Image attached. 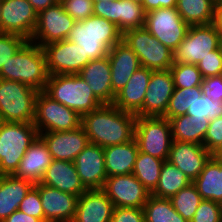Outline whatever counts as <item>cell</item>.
Returning a JSON list of instances; mask_svg holds the SVG:
<instances>
[{"label": "cell", "mask_w": 222, "mask_h": 222, "mask_svg": "<svg viewBox=\"0 0 222 222\" xmlns=\"http://www.w3.org/2000/svg\"><path fill=\"white\" fill-rule=\"evenodd\" d=\"M137 116L118 109L113 104H103L82 116L89 143L103 148L123 144L134 139Z\"/></svg>", "instance_id": "cell-1"}, {"label": "cell", "mask_w": 222, "mask_h": 222, "mask_svg": "<svg viewBox=\"0 0 222 222\" xmlns=\"http://www.w3.org/2000/svg\"><path fill=\"white\" fill-rule=\"evenodd\" d=\"M67 40L79 45L90 60L108 55L109 50L122 40L117 26L96 15L76 21Z\"/></svg>", "instance_id": "cell-2"}, {"label": "cell", "mask_w": 222, "mask_h": 222, "mask_svg": "<svg viewBox=\"0 0 222 222\" xmlns=\"http://www.w3.org/2000/svg\"><path fill=\"white\" fill-rule=\"evenodd\" d=\"M48 77L45 52L31 41H27L0 69L1 79L19 81L37 91H44Z\"/></svg>", "instance_id": "cell-3"}, {"label": "cell", "mask_w": 222, "mask_h": 222, "mask_svg": "<svg viewBox=\"0 0 222 222\" xmlns=\"http://www.w3.org/2000/svg\"><path fill=\"white\" fill-rule=\"evenodd\" d=\"M44 92L81 117L103 105L78 74L49 75Z\"/></svg>", "instance_id": "cell-4"}, {"label": "cell", "mask_w": 222, "mask_h": 222, "mask_svg": "<svg viewBox=\"0 0 222 222\" xmlns=\"http://www.w3.org/2000/svg\"><path fill=\"white\" fill-rule=\"evenodd\" d=\"M34 123L5 122L0 129V175H13L38 136Z\"/></svg>", "instance_id": "cell-5"}, {"label": "cell", "mask_w": 222, "mask_h": 222, "mask_svg": "<svg viewBox=\"0 0 222 222\" xmlns=\"http://www.w3.org/2000/svg\"><path fill=\"white\" fill-rule=\"evenodd\" d=\"M38 93L27 84L0 78V113L4 121L34 123Z\"/></svg>", "instance_id": "cell-6"}, {"label": "cell", "mask_w": 222, "mask_h": 222, "mask_svg": "<svg viewBox=\"0 0 222 222\" xmlns=\"http://www.w3.org/2000/svg\"><path fill=\"white\" fill-rule=\"evenodd\" d=\"M122 41L137 55L141 67L158 71L170 69L173 65V51L145 27L125 31Z\"/></svg>", "instance_id": "cell-7"}, {"label": "cell", "mask_w": 222, "mask_h": 222, "mask_svg": "<svg viewBox=\"0 0 222 222\" xmlns=\"http://www.w3.org/2000/svg\"><path fill=\"white\" fill-rule=\"evenodd\" d=\"M134 139L140 152L165 161L173 143L170 121L165 117L137 116Z\"/></svg>", "instance_id": "cell-8"}, {"label": "cell", "mask_w": 222, "mask_h": 222, "mask_svg": "<svg viewBox=\"0 0 222 222\" xmlns=\"http://www.w3.org/2000/svg\"><path fill=\"white\" fill-rule=\"evenodd\" d=\"M82 117L69 107L57 102L44 91L36 97L34 125L38 134L71 131L81 126Z\"/></svg>", "instance_id": "cell-9"}, {"label": "cell", "mask_w": 222, "mask_h": 222, "mask_svg": "<svg viewBox=\"0 0 222 222\" xmlns=\"http://www.w3.org/2000/svg\"><path fill=\"white\" fill-rule=\"evenodd\" d=\"M218 29L211 24L190 26L188 32L173 51V64H198L211 51L218 49Z\"/></svg>", "instance_id": "cell-10"}, {"label": "cell", "mask_w": 222, "mask_h": 222, "mask_svg": "<svg viewBox=\"0 0 222 222\" xmlns=\"http://www.w3.org/2000/svg\"><path fill=\"white\" fill-rule=\"evenodd\" d=\"M144 27L160 43L174 51L185 38L190 26L182 19L176 7H172L146 13Z\"/></svg>", "instance_id": "cell-11"}, {"label": "cell", "mask_w": 222, "mask_h": 222, "mask_svg": "<svg viewBox=\"0 0 222 222\" xmlns=\"http://www.w3.org/2000/svg\"><path fill=\"white\" fill-rule=\"evenodd\" d=\"M75 20L64 10L61 2L48 7L37 15V23L31 42L44 45L67 39Z\"/></svg>", "instance_id": "cell-12"}, {"label": "cell", "mask_w": 222, "mask_h": 222, "mask_svg": "<svg viewBox=\"0 0 222 222\" xmlns=\"http://www.w3.org/2000/svg\"><path fill=\"white\" fill-rule=\"evenodd\" d=\"M49 75L79 74L91 61L82 48L65 39L44 45Z\"/></svg>", "instance_id": "cell-13"}, {"label": "cell", "mask_w": 222, "mask_h": 222, "mask_svg": "<svg viewBox=\"0 0 222 222\" xmlns=\"http://www.w3.org/2000/svg\"><path fill=\"white\" fill-rule=\"evenodd\" d=\"M0 12V32L31 40L38 13L28 0H2Z\"/></svg>", "instance_id": "cell-14"}, {"label": "cell", "mask_w": 222, "mask_h": 222, "mask_svg": "<svg viewBox=\"0 0 222 222\" xmlns=\"http://www.w3.org/2000/svg\"><path fill=\"white\" fill-rule=\"evenodd\" d=\"M102 190L114 207L143 208L151 195L132 173L107 177Z\"/></svg>", "instance_id": "cell-15"}, {"label": "cell", "mask_w": 222, "mask_h": 222, "mask_svg": "<svg viewBox=\"0 0 222 222\" xmlns=\"http://www.w3.org/2000/svg\"><path fill=\"white\" fill-rule=\"evenodd\" d=\"M93 15L114 23L123 34L130 29L144 27L146 13L141 3L131 0H117L94 3Z\"/></svg>", "instance_id": "cell-16"}, {"label": "cell", "mask_w": 222, "mask_h": 222, "mask_svg": "<svg viewBox=\"0 0 222 222\" xmlns=\"http://www.w3.org/2000/svg\"><path fill=\"white\" fill-rule=\"evenodd\" d=\"M174 88L170 69L152 71L142 109L136 116L163 117L166 114Z\"/></svg>", "instance_id": "cell-17"}, {"label": "cell", "mask_w": 222, "mask_h": 222, "mask_svg": "<svg viewBox=\"0 0 222 222\" xmlns=\"http://www.w3.org/2000/svg\"><path fill=\"white\" fill-rule=\"evenodd\" d=\"M76 171L86 189H102L107 178L104 148L88 143L74 160Z\"/></svg>", "instance_id": "cell-18"}, {"label": "cell", "mask_w": 222, "mask_h": 222, "mask_svg": "<svg viewBox=\"0 0 222 222\" xmlns=\"http://www.w3.org/2000/svg\"><path fill=\"white\" fill-rule=\"evenodd\" d=\"M212 154L201 144L173 141L168 159L193 182L204 169Z\"/></svg>", "instance_id": "cell-19"}, {"label": "cell", "mask_w": 222, "mask_h": 222, "mask_svg": "<svg viewBox=\"0 0 222 222\" xmlns=\"http://www.w3.org/2000/svg\"><path fill=\"white\" fill-rule=\"evenodd\" d=\"M41 197L45 222H72L79 196L60 191L41 183L34 184Z\"/></svg>", "instance_id": "cell-20"}, {"label": "cell", "mask_w": 222, "mask_h": 222, "mask_svg": "<svg viewBox=\"0 0 222 222\" xmlns=\"http://www.w3.org/2000/svg\"><path fill=\"white\" fill-rule=\"evenodd\" d=\"M55 160L74 162L77 155L89 143L87 134L82 126L71 131L39 133Z\"/></svg>", "instance_id": "cell-21"}, {"label": "cell", "mask_w": 222, "mask_h": 222, "mask_svg": "<svg viewBox=\"0 0 222 222\" xmlns=\"http://www.w3.org/2000/svg\"><path fill=\"white\" fill-rule=\"evenodd\" d=\"M114 205L102 189H87L78 198L72 222H110Z\"/></svg>", "instance_id": "cell-22"}, {"label": "cell", "mask_w": 222, "mask_h": 222, "mask_svg": "<svg viewBox=\"0 0 222 222\" xmlns=\"http://www.w3.org/2000/svg\"><path fill=\"white\" fill-rule=\"evenodd\" d=\"M52 160L47 145L38 135L25 152L13 175L31 181L33 184L40 183Z\"/></svg>", "instance_id": "cell-23"}, {"label": "cell", "mask_w": 222, "mask_h": 222, "mask_svg": "<svg viewBox=\"0 0 222 222\" xmlns=\"http://www.w3.org/2000/svg\"><path fill=\"white\" fill-rule=\"evenodd\" d=\"M111 68V86L116 95L141 67L137 55L121 40L108 52Z\"/></svg>", "instance_id": "cell-24"}, {"label": "cell", "mask_w": 222, "mask_h": 222, "mask_svg": "<svg viewBox=\"0 0 222 222\" xmlns=\"http://www.w3.org/2000/svg\"><path fill=\"white\" fill-rule=\"evenodd\" d=\"M103 104H113L115 94L111 86V68L108 56L91 60L78 74Z\"/></svg>", "instance_id": "cell-25"}, {"label": "cell", "mask_w": 222, "mask_h": 222, "mask_svg": "<svg viewBox=\"0 0 222 222\" xmlns=\"http://www.w3.org/2000/svg\"><path fill=\"white\" fill-rule=\"evenodd\" d=\"M151 74L152 70L145 67L136 70L124 88L116 94L113 105L136 115L142 109Z\"/></svg>", "instance_id": "cell-26"}, {"label": "cell", "mask_w": 222, "mask_h": 222, "mask_svg": "<svg viewBox=\"0 0 222 222\" xmlns=\"http://www.w3.org/2000/svg\"><path fill=\"white\" fill-rule=\"evenodd\" d=\"M40 183L77 196L87 190L81 183L72 161L53 159Z\"/></svg>", "instance_id": "cell-27"}, {"label": "cell", "mask_w": 222, "mask_h": 222, "mask_svg": "<svg viewBox=\"0 0 222 222\" xmlns=\"http://www.w3.org/2000/svg\"><path fill=\"white\" fill-rule=\"evenodd\" d=\"M138 153L135 139L127 143L105 147L104 158L107 177L132 173Z\"/></svg>", "instance_id": "cell-28"}, {"label": "cell", "mask_w": 222, "mask_h": 222, "mask_svg": "<svg viewBox=\"0 0 222 222\" xmlns=\"http://www.w3.org/2000/svg\"><path fill=\"white\" fill-rule=\"evenodd\" d=\"M34 184L14 175H0V222L18 210L21 201Z\"/></svg>", "instance_id": "cell-29"}, {"label": "cell", "mask_w": 222, "mask_h": 222, "mask_svg": "<svg viewBox=\"0 0 222 222\" xmlns=\"http://www.w3.org/2000/svg\"><path fill=\"white\" fill-rule=\"evenodd\" d=\"M173 141L204 143L210 120L206 117L193 118L189 115H180L169 119Z\"/></svg>", "instance_id": "cell-30"}, {"label": "cell", "mask_w": 222, "mask_h": 222, "mask_svg": "<svg viewBox=\"0 0 222 222\" xmlns=\"http://www.w3.org/2000/svg\"><path fill=\"white\" fill-rule=\"evenodd\" d=\"M193 183L202 199L222 204V163L211 157Z\"/></svg>", "instance_id": "cell-31"}, {"label": "cell", "mask_w": 222, "mask_h": 222, "mask_svg": "<svg viewBox=\"0 0 222 222\" xmlns=\"http://www.w3.org/2000/svg\"><path fill=\"white\" fill-rule=\"evenodd\" d=\"M217 0H177L176 9L189 25L213 23Z\"/></svg>", "instance_id": "cell-32"}, {"label": "cell", "mask_w": 222, "mask_h": 222, "mask_svg": "<svg viewBox=\"0 0 222 222\" xmlns=\"http://www.w3.org/2000/svg\"><path fill=\"white\" fill-rule=\"evenodd\" d=\"M191 181L174 164L165 160L161 167L159 182L151 195L157 198L170 199L181 189L185 188Z\"/></svg>", "instance_id": "cell-33"}, {"label": "cell", "mask_w": 222, "mask_h": 222, "mask_svg": "<svg viewBox=\"0 0 222 222\" xmlns=\"http://www.w3.org/2000/svg\"><path fill=\"white\" fill-rule=\"evenodd\" d=\"M164 160L139 151L132 174L152 193L159 182Z\"/></svg>", "instance_id": "cell-34"}, {"label": "cell", "mask_w": 222, "mask_h": 222, "mask_svg": "<svg viewBox=\"0 0 222 222\" xmlns=\"http://www.w3.org/2000/svg\"><path fill=\"white\" fill-rule=\"evenodd\" d=\"M143 210L145 222H188L173 208L170 199L150 195Z\"/></svg>", "instance_id": "cell-35"}, {"label": "cell", "mask_w": 222, "mask_h": 222, "mask_svg": "<svg viewBox=\"0 0 222 222\" xmlns=\"http://www.w3.org/2000/svg\"><path fill=\"white\" fill-rule=\"evenodd\" d=\"M202 197L193 182L170 198L173 208L188 222L193 219Z\"/></svg>", "instance_id": "cell-36"}, {"label": "cell", "mask_w": 222, "mask_h": 222, "mask_svg": "<svg viewBox=\"0 0 222 222\" xmlns=\"http://www.w3.org/2000/svg\"><path fill=\"white\" fill-rule=\"evenodd\" d=\"M201 86L192 88H174L173 94L169 100L166 114L163 116L166 119L174 118L180 115H186L188 107L202 96Z\"/></svg>", "instance_id": "cell-37"}, {"label": "cell", "mask_w": 222, "mask_h": 222, "mask_svg": "<svg viewBox=\"0 0 222 222\" xmlns=\"http://www.w3.org/2000/svg\"><path fill=\"white\" fill-rule=\"evenodd\" d=\"M175 88H192L201 86L203 76L196 64H173L170 68Z\"/></svg>", "instance_id": "cell-38"}, {"label": "cell", "mask_w": 222, "mask_h": 222, "mask_svg": "<svg viewBox=\"0 0 222 222\" xmlns=\"http://www.w3.org/2000/svg\"><path fill=\"white\" fill-rule=\"evenodd\" d=\"M186 115L193 118L206 117L209 120H214L222 116V101H213L207 95H202L200 98L188 107Z\"/></svg>", "instance_id": "cell-39"}, {"label": "cell", "mask_w": 222, "mask_h": 222, "mask_svg": "<svg viewBox=\"0 0 222 222\" xmlns=\"http://www.w3.org/2000/svg\"><path fill=\"white\" fill-rule=\"evenodd\" d=\"M27 41L22 36L0 32V69Z\"/></svg>", "instance_id": "cell-40"}, {"label": "cell", "mask_w": 222, "mask_h": 222, "mask_svg": "<svg viewBox=\"0 0 222 222\" xmlns=\"http://www.w3.org/2000/svg\"><path fill=\"white\" fill-rule=\"evenodd\" d=\"M190 222H222V204L203 199Z\"/></svg>", "instance_id": "cell-41"}, {"label": "cell", "mask_w": 222, "mask_h": 222, "mask_svg": "<svg viewBox=\"0 0 222 222\" xmlns=\"http://www.w3.org/2000/svg\"><path fill=\"white\" fill-rule=\"evenodd\" d=\"M18 210L45 222V215L41 205V197L38 188L33 185L21 201Z\"/></svg>", "instance_id": "cell-42"}, {"label": "cell", "mask_w": 222, "mask_h": 222, "mask_svg": "<svg viewBox=\"0 0 222 222\" xmlns=\"http://www.w3.org/2000/svg\"><path fill=\"white\" fill-rule=\"evenodd\" d=\"M64 10L75 20L82 21L93 15L92 0H59Z\"/></svg>", "instance_id": "cell-43"}, {"label": "cell", "mask_w": 222, "mask_h": 222, "mask_svg": "<svg viewBox=\"0 0 222 222\" xmlns=\"http://www.w3.org/2000/svg\"><path fill=\"white\" fill-rule=\"evenodd\" d=\"M203 78L222 75V55L219 49L210 52L197 64Z\"/></svg>", "instance_id": "cell-44"}, {"label": "cell", "mask_w": 222, "mask_h": 222, "mask_svg": "<svg viewBox=\"0 0 222 222\" xmlns=\"http://www.w3.org/2000/svg\"><path fill=\"white\" fill-rule=\"evenodd\" d=\"M222 145V116L210 120L203 146L212 154Z\"/></svg>", "instance_id": "cell-45"}, {"label": "cell", "mask_w": 222, "mask_h": 222, "mask_svg": "<svg viewBox=\"0 0 222 222\" xmlns=\"http://www.w3.org/2000/svg\"><path fill=\"white\" fill-rule=\"evenodd\" d=\"M110 222H145L143 208L114 207Z\"/></svg>", "instance_id": "cell-46"}, {"label": "cell", "mask_w": 222, "mask_h": 222, "mask_svg": "<svg viewBox=\"0 0 222 222\" xmlns=\"http://www.w3.org/2000/svg\"><path fill=\"white\" fill-rule=\"evenodd\" d=\"M201 89L213 101H222V75L203 78Z\"/></svg>", "instance_id": "cell-47"}, {"label": "cell", "mask_w": 222, "mask_h": 222, "mask_svg": "<svg viewBox=\"0 0 222 222\" xmlns=\"http://www.w3.org/2000/svg\"><path fill=\"white\" fill-rule=\"evenodd\" d=\"M177 0H143L142 6L145 13L159 8H172L176 7Z\"/></svg>", "instance_id": "cell-48"}, {"label": "cell", "mask_w": 222, "mask_h": 222, "mask_svg": "<svg viewBox=\"0 0 222 222\" xmlns=\"http://www.w3.org/2000/svg\"><path fill=\"white\" fill-rule=\"evenodd\" d=\"M3 222H43V221H41L39 218L23 213L20 210H16Z\"/></svg>", "instance_id": "cell-49"}, {"label": "cell", "mask_w": 222, "mask_h": 222, "mask_svg": "<svg viewBox=\"0 0 222 222\" xmlns=\"http://www.w3.org/2000/svg\"><path fill=\"white\" fill-rule=\"evenodd\" d=\"M37 13L54 6L59 0H28Z\"/></svg>", "instance_id": "cell-50"}, {"label": "cell", "mask_w": 222, "mask_h": 222, "mask_svg": "<svg viewBox=\"0 0 222 222\" xmlns=\"http://www.w3.org/2000/svg\"><path fill=\"white\" fill-rule=\"evenodd\" d=\"M213 25L218 29L219 34H222V0L216 2Z\"/></svg>", "instance_id": "cell-51"}, {"label": "cell", "mask_w": 222, "mask_h": 222, "mask_svg": "<svg viewBox=\"0 0 222 222\" xmlns=\"http://www.w3.org/2000/svg\"><path fill=\"white\" fill-rule=\"evenodd\" d=\"M212 157L218 161L219 163H222V145L218 147L213 153Z\"/></svg>", "instance_id": "cell-52"}, {"label": "cell", "mask_w": 222, "mask_h": 222, "mask_svg": "<svg viewBox=\"0 0 222 222\" xmlns=\"http://www.w3.org/2000/svg\"><path fill=\"white\" fill-rule=\"evenodd\" d=\"M218 49L222 55V34H219V38H218Z\"/></svg>", "instance_id": "cell-53"}, {"label": "cell", "mask_w": 222, "mask_h": 222, "mask_svg": "<svg viewBox=\"0 0 222 222\" xmlns=\"http://www.w3.org/2000/svg\"><path fill=\"white\" fill-rule=\"evenodd\" d=\"M5 123L2 114L0 113V129L2 128L3 124Z\"/></svg>", "instance_id": "cell-54"}, {"label": "cell", "mask_w": 222, "mask_h": 222, "mask_svg": "<svg viewBox=\"0 0 222 222\" xmlns=\"http://www.w3.org/2000/svg\"><path fill=\"white\" fill-rule=\"evenodd\" d=\"M93 1V4L94 3H97V2H100V1H104V2H112V1H117V0H92Z\"/></svg>", "instance_id": "cell-55"}, {"label": "cell", "mask_w": 222, "mask_h": 222, "mask_svg": "<svg viewBox=\"0 0 222 222\" xmlns=\"http://www.w3.org/2000/svg\"><path fill=\"white\" fill-rule=\"evenodd\" d=\"M131 1H135V2H138V3H141L143 2V0H131Z\"/></svg>", "instance_id": "cell-56"}, {"label": "cell", "mask_w": 222, "mask_h": 222, "mask_svg": "<svg viewBox=\"0 0 222 222\" xmlns=\"http://www.w3.org/2000/svg\"><path fill=\"white\" fill-rule=\"evenodd\" d=\"M1 5H2V0H0V11H1ZM0 15H1V12H0Z\"/></svg>", "instance_id": "cell-57"}]
</instances>
